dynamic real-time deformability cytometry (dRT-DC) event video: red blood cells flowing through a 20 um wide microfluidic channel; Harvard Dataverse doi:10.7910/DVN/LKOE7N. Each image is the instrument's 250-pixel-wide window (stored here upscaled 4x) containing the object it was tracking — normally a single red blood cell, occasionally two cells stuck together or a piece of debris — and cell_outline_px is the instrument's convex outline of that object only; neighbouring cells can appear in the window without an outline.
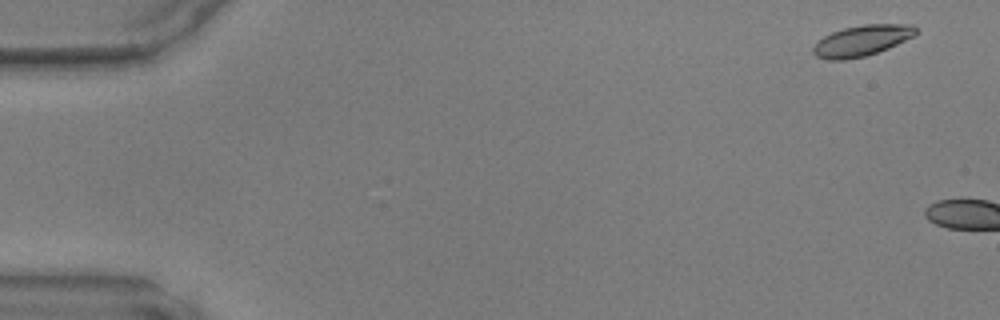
{"species": "common noctule bat (a hibernating species)", "species_latin": "Nyctalus noctula", "temperature_condition": "warm", "stored_images_in_passage": 5, "camera_frame_rate_fps": 3000, "um_per_image_px": 0.085, "animal": {"sex": "male", "body_mass_g": 17.9, "forearm_length_mm": 54.2}, "frame": {"image": 1, "passage_image": 3, "time_ms": 0.667, "image_size_px": [1000, 320], "cell_outline_px": [[916, 32], [912, 36], [888, 48], [864, 56], [844, 60], [828, 60], [816, 56], [812, 52], [812, 48], [824, 36], [832, 32], [844, 28], [864, 24], [912, 24], [916, 28]], "centroid_in_image_um": [73.22, 3.45], "position_along_channel_um": 11.8, "area_um2": 18.15}}